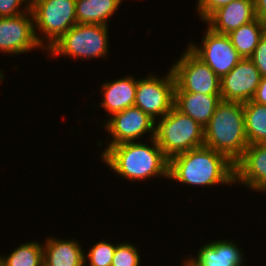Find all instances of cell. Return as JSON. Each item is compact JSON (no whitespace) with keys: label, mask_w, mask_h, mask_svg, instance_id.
<instances>
[{"label":"cell","mask_w":266,"mask_h":266,"mask_svg":"<svg viewBox=\"0 0 266 266\" xmlns=\"http://www.w3.org/2000/svg\"><path fill=\"white\" fill-rule=\"evenodd\" d=\"M190 186L235 184V166L225 155L205 145L169 160V178Z\"/></svg>","instance_id":"cell-1"},{"label":"cell","mask_w":266,"mask_h":266,"mask_svg":"<svg viewBox=\"0 0 266 266\" xmlns=\"http://www.w3.org/2000/svg\"><path fill=\"white\" fill-rule=\"evenodd\" d=\"M149 142L152 146L143 141L110 146L100 155V159L124 180L144 181L157 176L169 178V159L158 146L155 137Z\"/></svg>","instance_id":"cell-2"},{"label":"cell","mask_w":266,"mask_h":266,"mask_svg":"<svg viewBox=\"0 0 266 266\" xmlns=\"http://www.w3.org/2000/svg\"><path fill=\"white\" fill-rule=\"evenodd\" d=\"M204 145L225 155L234 164L242 157L248 140L243 103L221 101L204 127Z\"/></svg>","instance_id":"cell-3"},{"label":"cell","mask_w":266,"mask_h":266,"mask_svg":"<svg viewBox=\"0 0 266 266\" xmlns=\"http://www.w3.org/2000/svg\"><path fill=\"white\" fill-rule=\"evenodd\" d=\"M156 122L155 139L169 160L204 145V128L175 107Z\"/></svg>","instance_id":"cell-4"},{"label":"cell","mask_w":266,"mask_h":266,"mask_svg":"<svg viewBox=\"0 0 266 266\" xmlns=\"http://www.w3.org/2000/svg\"><path fill=\"white\" fill-rule=\"evenodd\" d=\"M30 9L35 36L44 52L77 24L76 0H31ZM36 30L42 32L43 37Z\"/></svg>","instance_id":"cell-5"},{"label":"cell","mask_w":266,"mask_h":266,"mask_svg":"<svg viewBox=\"0 0 266 266\" xmlns=\"http://www.w3.org/2000/svg\"><path fill=\"white\" fill-rule=\"evenodd\" d=\"M108 26L99 24H76L72 26L48 50L53 56L81 59L104 58L109 51Z\"/></svg>","instance_id":"cell-6"},{"label":"cell","mask_w":266,"mask_h":266,"mask_svg":"<svg viewBox=\"0 0 266 266\" xmlns=\"http://www.w3.org/2000/svg\"><path fill=\"white\" fill-rule=\"evenodd\" d=\"M171 66L175 90L208 95H221L220 78L187 47Z\"/></svg>","instance_id":"cell-7"},{"label":"cell","mask_w":266,"mask_h":266,"mask_svg":"<svg viewBox=\"0 0 266 266\" xmlns=\"http://www.w3.org/2000/svg\"><path fill=\"white\" fill-rule=\"evenodd\" d=\"M174 90L175 78L171 68L164 77L151 73L138 79L134 106L157 121L174 107Z\"/></svg>","instance_id":"cell-8"},{"label":"cell","mask_w":266,"mask_h":266,"mask_svg":"<svg viewBox=\"0 0 266 266\" xmlns=\"http://www.w3.org/2000/svg\"><path fill=\"white\" fill-rule=\"evenodd\" d=\"M201 45L187 43V48L219 77L228 74L242 59L228 35L218 34L207 27Z\"/></svg>","instance_id":"cell-9"},{"label":"cell","mask_w":266,"mask_h":266,"mask_svg":"<svg viewBox=\"0 0 266 266\" xmlns=\"http://www.w3.org/2000/svg\"><path fill=\"white\" fill-rule=\"evenodd\" d=\"M108 119V120H107ZM156 121L138 107H129L113 114L109 120L106 118L105 130L111 135L108 146L104 147L102 154L113 145L124 142H134L148 134V139L155 137Z\"/></svg>","instance_id":"cell-10"},{"label":"cell","mask_w":266,"mask_h":266,"mask_svg":"<svg viewBox=\"0 0 266 266\" xmlns=\"http://www.w3.org/2000/svg\"><path fill=\"white\" fill-rule=\"evenodd\" d=\"M39 48L43 49L35 36L31 9L17 16L0 17L1 52L20 55Z\"/></svg>","instance_id":"cell-11"},{"label":"cell","mask_w":266,"mask_h":266,"mask_svg":"<svg viewBox=\"0 0 266 266\" xmlns=\"http://www.w3.org/2000/svg\"><path fill=\"white\" fill-rule=\"evenodd\" d=\"M261 78L251 59L242 58L228 74L220 78L221 99L240 103L252 100Z\"/></svg>","instance_id":"cell-12"},{"label":"cell","mask_w":266,"mask_h":266,"mask_svg":"<svg viewBox=\"0 0 266 266\" xmlns=\"http://www.w3.org/2000/svg\"><path fill=\"white\" fill-rule=\"evenodd\" d=\"M234 166L235 184L266 194V143L248 145Z\"/></svg>","instance_id":"cell-13"},{"label":"cell","mask_w":266,"mask_h":266,"mask_svg":"<svg viewBox=\"0 0 266 266\" xmlns=\"http://www.w3.org/2000/svg\"><path fill=\"white\" fill-rule=\"evenodd\" d=\"M233 240H214L201 246L196 257H187L189 266H244V255Z\"/></svg>","instance_id":"cell-14"},{"label":"cell","mask_w":266,"mask_h":266,"mask_svg":"<svg viewBox=\"0 0 266 266\" xmlns=\"http://www.w3.org/2000/svg\"><path fill=\"white\" fill-rule=\"evenodd\" d=\"M255 18L254 0H235L215 10L205 22L213 32L227 35Z\"/></svg>","instance_id":"cell-15"},{"label":"cell","mask_w":266,"mask_h":266,"mask_svg":"<svg viewBox=\"0 0 266 266\" xmlns=\"http://www.w3.org/2000/svg\"><path fill=\"white\" fill-rule=\"evenodd\" d=\"M138 79L131 75L120 77L113 81L104 82L101 86L103 91V99L99 107L107 112L108 116H112L117 112H121L129 107H133L136 97Z\"/></svg>","instance_id":"cell-16"},{"label":"cell","mask_w":266,"mask_h":266,"mask_svg":"<svg viewBox=\"0 0 266 266\" xmlns=\"http://www.w3.org/2000/svg\"><path fill=\"white\" fill-rule=\"evenodd\" d=\"M221 101V95L174 91V107L203 128L209 123Z\"/></svg>","instance_id":"cell-17"},{"label":"cell","mask_w":266,"mask_h":266,"mask_svg":"<svg viewBox=\"0 0 266 266\" xmlns=\"http://www.w3.org/2000/svg\"><path fill=\"white\" fill-rule=\"evenodd\" d=\"M76 240L48 237L43 244L44 266H84V251Z\"/></svg>","instance_id":"cell-18"},{"label":"cell","mask_w":266,"mask_h":266,"mask_svg":"<svg viewBox=\"0 0 266 266\" xmlns=\"http://www.w3.org/2000/svg\"><path fill=\"white\" fill-rule=\"evenodd\" d=\"M122 0H76L77 24L108 25Z\"/></svg>","instance_id":"cell-19"},{"label":"cell","mask_w":266,"mask_h":266,"mask_svg":"<svg viewBox=\"0 0 266 266\" xmlns=\"http://www.w3.org/2000/svg\"><path fill=\"white\" fill-rule=\"evenodd\" d=\"M266 33V24L258 17L227 34L242 58H250L260 39Z\"/></svg>","instance_id":"cell-20"},{"label":"cell","mask_w":266,"mask_h":266,"mask_svg":"<svg viewBox=\"0 0 266 266\" xmlns=\"http://www.w3.org/2000/svg\"><path fill=\"white\" fill-rule=\"evenodd\" d=\"M243 112L248 144L266 143V105L250 100L243 103Z\"/></svg>","instance_id":"cell-21"},{"label":"cell","mask_w":266,"mask_h":266,"mask_svg":"<svg viewBox=\"0 0 266 266\" xmlns=\"http://www.w3.org/2000/svg\"><path fill=\"white\" fill-rule=\"evenodd\" d=\"M0 266H44L43 243L25 242L7 256H0Z\"/></svg>","instance_id":"cell-22"},{"label":"cell","mask_w":266,"mask_h":266,"mask_svg":"<svg viewBox=\"0 0 266 266\" xmlns=\"http://www.w3.org/2000/svg\"><path fill=\"white\" fill-rule=\"evenodd\" d=\"M116 246L117 244L99 240L88 253H84V266H111Z\"/></svg>","instance_id":"cell-23"},{"label":"cell","mask_w":266,"mask_h":266,"mask_svg":"<svg viewBox=\"0 0 266 266\" xmlns=\"http://www.w3.org/2000/svg\"><path fill=\"white\" fill-rule=\"evenodd\" d=\"M141 256L136 245L121 242L115 248L111 266H140Z\"/></svg>","instance_id":"cell-24"},{"label":"cell","mask_w":266,"mask_h":266,"mask_svg":"<svg viewBox=\"0 0 266 266\" xmlns=\"http://www.w3.org/2000/svg\"><path fill=\"white\" fill-rule=\"evenodd\" d=\"M30 8L31 0H0V17L17 16L27 12Z\"/></svg>","instance_id":"cell-25"},{"label":"cell","mask_w":266,"mask_h":266,"mask_svg":"<svg viewBox=\"0 0 266 266\" xmlns=\"http://www.w3.org/2000/svg\"><path fill=\"white\" fill-rule=\"evenodd\" d=\"M235 0H198L197 11L202 21H205L215 10Z\"/></svg>","instance_id":"cell-26"},{"label":"cell","mask_w":266,"mask_h":266,"mask_svg":"<svg viewBox=\"0 0 266 266\" xmlns=\"http://www.w3.org/2000/svg\"><path fill=\"white\" fill-rule=\"evenodd\" d=\"M250 59L259 70L261 76H266V33L260 39Z\"/></svg>","instance_id":"cell-27"},{"label":"cell","mask_w":266,"mask_h":266,"mask_svg":"<svg viewBox=\"0 0 266 266\" xmlns=\"http://www.w3.org/2000/svg\"><path fill=\"white\" fill-rule=\"evenodd\" d=\"M252 101L266 105V76L261 78V82L257 87L256 93Z\"/></svg>","instance_id":"cell-28"},{"label":"cell","mask_w":266,"mask_h":266,"mask_svg":"<svg viewBox=\"0 0 266 266\" xmlns=\"http://www.w3.org/2000/svg\"><path fill=\"white\" fill-rule=\"evenodd\" d=\"M255 15L266 24V0H254Z\"/></svg>","instance_id":"cell-29"},{"label":"cell","mask_w":266,"mask_h":266,"mask_svg":"<svg viewBox=\"0 0 266 266\" xmlns=\"http://www.w3.org/2000/svg\"><path fill=\"white\" fill-rule=\"evenodd\" d=\"M182 266H189V265L185 261H182Z\"/></svg>","instance_id":"cell-30"}]
</instances>
